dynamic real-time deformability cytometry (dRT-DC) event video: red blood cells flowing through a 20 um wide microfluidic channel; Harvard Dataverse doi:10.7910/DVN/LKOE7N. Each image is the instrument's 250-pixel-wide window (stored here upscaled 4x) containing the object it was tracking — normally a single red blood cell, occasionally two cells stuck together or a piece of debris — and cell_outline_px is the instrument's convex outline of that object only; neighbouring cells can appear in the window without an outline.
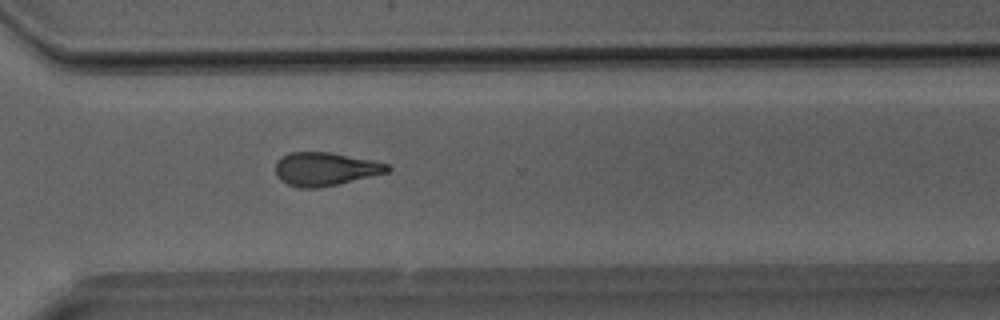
{"species": "Egyptian fruit bat (a non-hibernating species)", "species_latin": "Rousettus aegyptiacus", "temperature_condition": "room temperature", "stored_images_in_passage": 40, "camera_frame_rate_fps": 3000, "um_per_image_px": 0.085, "animal": {"sex": "male"}, "frame": {"image": 1, "passage_image": 29, "time_ms": 9.333, "image_size_px": [1000, 320], "cell_outline_px": [[392, 168], [388, 172], [336, 184], [316, 188], [300, 188], [288, 184], [280, 180], [276, 176], [276, 160], [288, 152], [332, 152], [392, 164]], "centroid_in_image_um": [27.64, 14.35], "position_along_channel_um": 343.0, "area_um2": 21.85}}
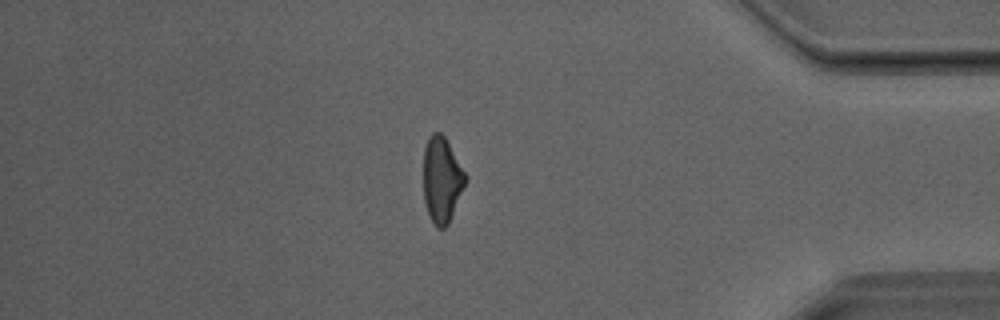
{"frame": {"image": 2, "passage_image": 34, "time_ms": 11.0, "image_size_px": [1000, 320], "cell_outline_px": [[468, 176], [448, 224], [444, 228], [436, 228], [428, 216], [424, 200], [424, 148], [428, 136], [432, 132], [440, 132], [444, 136]], "centroid_in_image_um": [37.54, 15.27], "position_along_channel_um": 397.7, "area_um2": 20.92}}
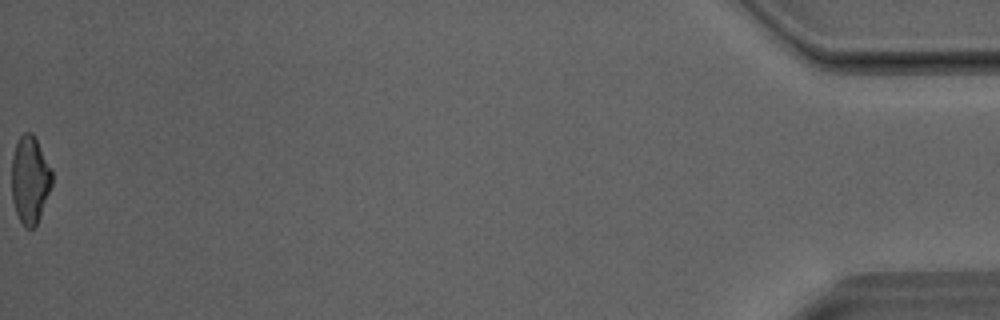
{"frame": {"image": 3, "passage_image": 40, "time_ms": 13.0, "image_size_px": [1000, 320], "cell_outline_px": [[52, 184], [40, 216], [36, 224], [32, 228], [24, 228], [16, 212], [12, 200], [12, 156], [16, 140], [24, 132], [32, 132], [52, 172]], "centroid_in_image_um": [2.52, 15.28], "position_along_channel_um": 432.7, "area_um2": 20.35}}